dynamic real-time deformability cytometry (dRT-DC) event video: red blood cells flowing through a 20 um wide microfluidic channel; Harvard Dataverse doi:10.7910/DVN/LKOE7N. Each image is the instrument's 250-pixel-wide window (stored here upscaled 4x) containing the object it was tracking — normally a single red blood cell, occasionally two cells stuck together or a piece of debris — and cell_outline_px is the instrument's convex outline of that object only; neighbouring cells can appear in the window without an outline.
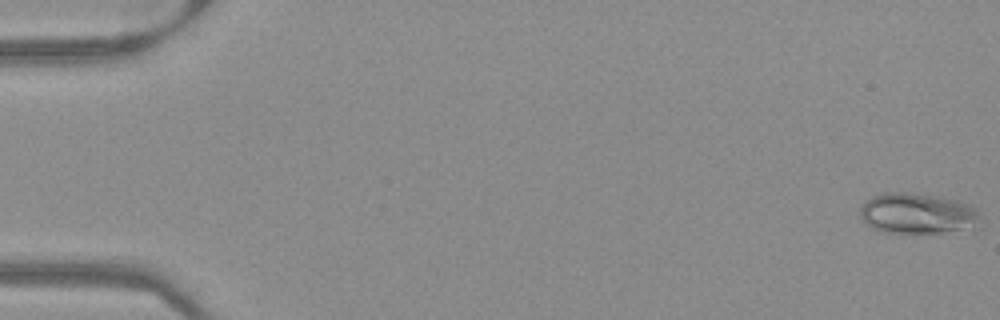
{"species": "Egyptian fruit bat (a non-hibernating species)", "species_latin": "Rousettus aegyptiacus", "temperature_condition": "warm", "stored_images_in_passage": 52, "camera_frame_rate_fps": 3000, "um_per_image_px": 0.085, "frame": {"image": 1, "passage_image": 1, "time_ms": 0.0, "image_size_px": [1000, 320], "cell_outline_px": [[984, 224], [980, 228], [940, 232], [880, 232], [872, 228], [860, 216], [860, 208], [864, 200], [872, 196], [884, 192], [904, 192], [940, 196], [960, 200], [976, 208], [980, 212]], "centroid_in_image_um": [78.08, 18.14], "position_along_channel_um": 6.9, "area_um2": 29.19}}
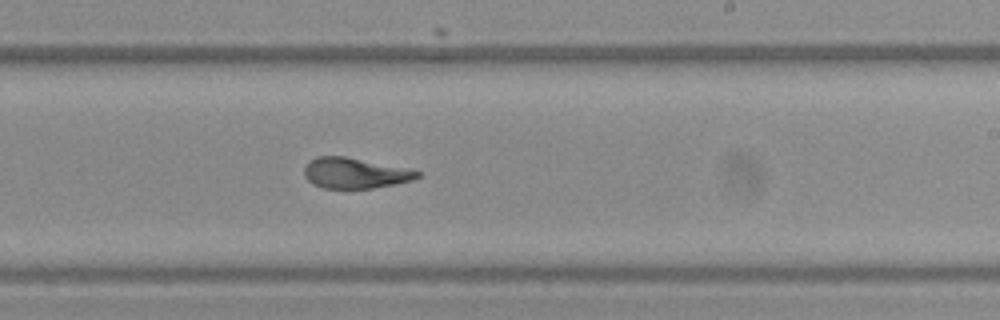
{"frame": {"image": 2, "passage_image": 32, "time_ms": 10.333, "image_size_px": [1000, 320], "cell_outline_px": [[420, 176], [412, 180], [396, 184], [372, 188], [320, 188], [312, 184], [304, 176], [304, 168], [308, 160], [316, 156], [344, 156], [404, 168], [420, 172]], "centroid_in_image_um": [30.1, 14.72], "position_along_channel_um": 258.9, "area_um2": 20.06}}
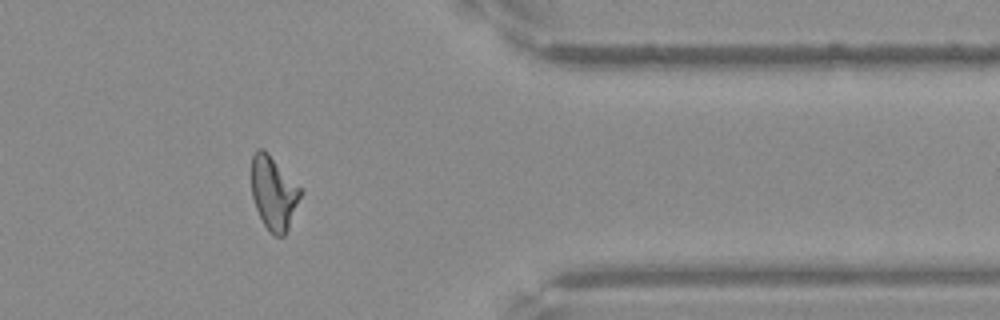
{"frame": {"image": 3, "passage_image": 43, "time_ms": 14.0, "image_size_px": [1000, 320], "cell_outline_px": [[300, 196], [288, 228], [284, 236], [276, 236], [264, 224], [256, 208], [252, 196], [252, 156], [256, 148], [264, 148], [268, 152], [300, 188]], "centroid_in_image_um": [23.23, 16.36], "position_along_channel_um": 388.2, "area_um2": 20.4}}